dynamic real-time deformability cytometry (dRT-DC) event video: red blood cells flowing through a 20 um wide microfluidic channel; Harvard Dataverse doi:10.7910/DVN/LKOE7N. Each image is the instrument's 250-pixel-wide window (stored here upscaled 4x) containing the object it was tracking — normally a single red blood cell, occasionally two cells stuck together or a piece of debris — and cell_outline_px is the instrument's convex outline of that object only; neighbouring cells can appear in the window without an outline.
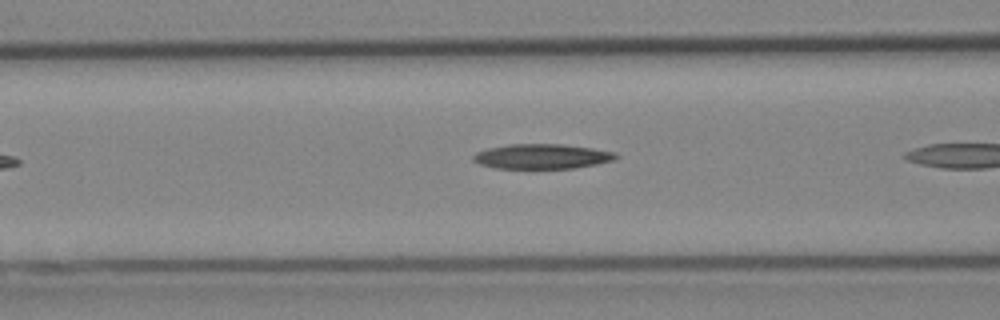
{"species": "Egyptian fruit bat (a non-hibernating species)", "species_latin": "Rousettus aegyptiacus", "temperature_condition": "cold", "stored_images_in_passage": 6, "camera_frame_rate_fps": 3000, "um_per_image_px": 0.085, "animal": {"sex": "female"}, "frame": {"image": 1, "passage_image": 5, "time_ms": 1.333, "image_size_px": [1000, 320], "cell_outline_px": [[620, 156], [612, 160], [596, 164], [572, 168], [496, 168], [480, 164], [472, 160], [472, 156], [476, 152], [488, 148], [508, 144], [560, 144], [592, 148], [612, 152]], "centroid_in_image_um": [46.02, 13.29], "position_along_channel_um": 120.6, "area_um2": 20.46}}